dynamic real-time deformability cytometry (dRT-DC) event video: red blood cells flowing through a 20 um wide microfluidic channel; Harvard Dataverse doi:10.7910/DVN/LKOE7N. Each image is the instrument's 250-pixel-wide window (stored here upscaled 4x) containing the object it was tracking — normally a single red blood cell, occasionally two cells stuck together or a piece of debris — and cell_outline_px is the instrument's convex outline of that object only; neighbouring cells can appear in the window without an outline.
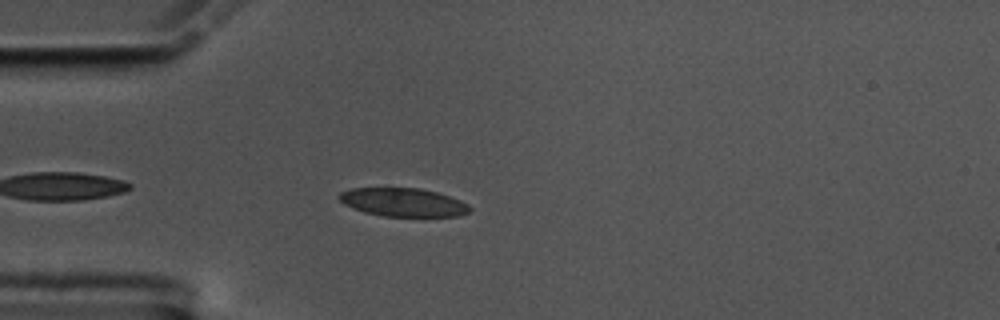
{"species": "common noctule bat (a hibernating species)", "species_latin": "Nyctalus noctula", "temperature_condition": "cold", "stored_images_in_passage": 37, "camera_frame_rate_fps": 3000, "um_per_image_px": 0.085, "animal": {"sex": "male", "body_mass_g": 17.5, "forearm_length_mm": 52.3}, "frame": {"image": 1, "passage_image": 5, "time_ms": 1.333, "image_size_px": [1000, 320], "cell_outline_px": [[472, 208], [468, 212], [460, 216], [384, 216], [364, 212], [352, 208], [344, 204], [336, 196], [340, 192], [352, 188], [420, 188], [436, 192], [460, 200], [468, 204]], "centroid_in_image_um": [34.25, 17.19], "position_along_channel_um": 50.8, "area_um2": 21.62}}
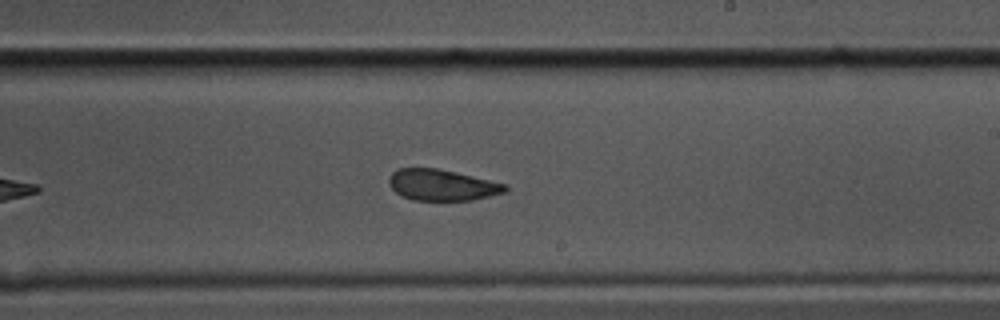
{"frame": {"image": 2, "passage_image": 23, "time_ms": 7.333, "image_size_px": [1000, 320], "cell_outline_px": [[508, 188], [504, 192], [472, 200], [412, 200], [400, 196], [388, 184], [388, 180], [392, 172], [396, 168], [436, 168], [456, 172], [508, 184]], "centroid_in_image_um": [37.54, 15.72], "position_along_channel_um": 251.5, "area_um2": 21.15}}
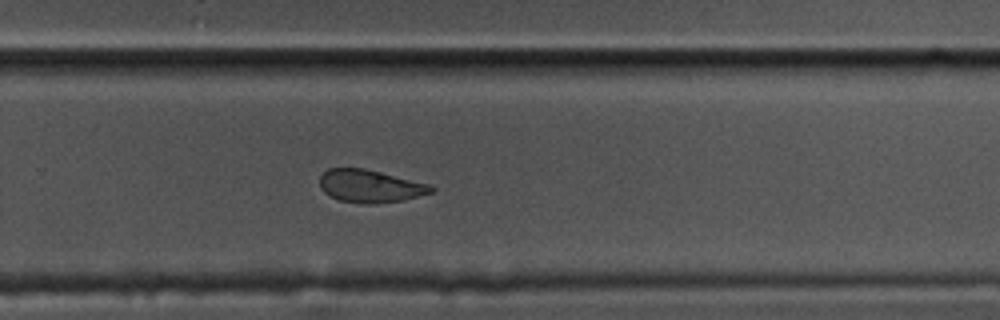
{"frame": {"image": 3, "passage_image": 27, "time_ms": 8.667, "image_size_px": [1000, 320], "cell_outline_px": [[436, 188], [432, 192], [404, 200], [376, 204], [364, 204], [340, 200], [324, 192], [320, 188], [320, 176], [328, 168], [364, 168], [428, 184]], "centroid_in_image_um": [31.44, 15.82], "position_along_channel_um": 298.4, "area_um2": 21.1}, "authors_computed_cell_mechanics": {"area_um2": 22.3108, "velocity_mm_per_s": 3.5167, "shape_relaxation_time_tau1_ms": 3.6045, "shape_relaxation_time_tau2_ms": 1.0582, "deformation_change_tau1": 0.0854, "deformation_change_tau2": 0.0676}}